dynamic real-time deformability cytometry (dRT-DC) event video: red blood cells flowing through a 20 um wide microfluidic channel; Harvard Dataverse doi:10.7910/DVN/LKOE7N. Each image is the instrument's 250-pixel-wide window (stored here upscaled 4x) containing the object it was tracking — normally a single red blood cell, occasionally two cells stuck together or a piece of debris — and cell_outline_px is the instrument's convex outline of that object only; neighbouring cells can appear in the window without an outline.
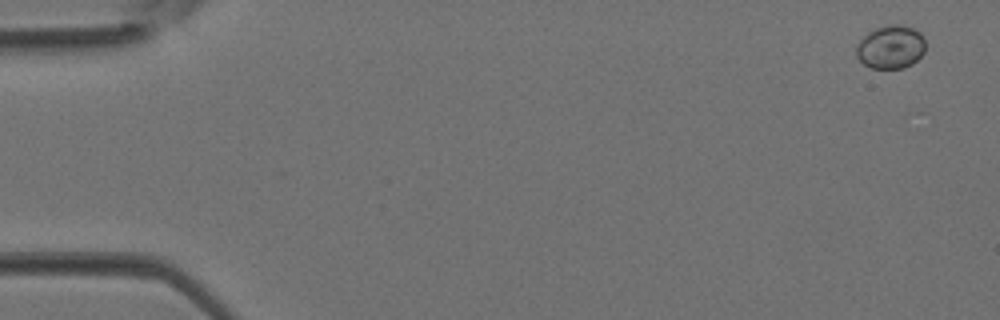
{"species": "Egyptian fruit bat (a non-hibernating species)", "species_latin": "Rousettus aegyptiacus", "temperature_condition": "room temperature", "stored_images_in_passage": 4, "camera_frame_rate_fps": 3000, "um_per_image_px": 0.085, "animal": {"sex": "female"}, "frame": {"image": 1, "passage_image": 1, "time_ms": 0.0, "image_size_px": [1000, 320], "cell_outline_px": [[924, 52], [912, 64], [904, 68], [872, 68], [864, 64], [856, 56], [856, 44], [868, 32], [876, 28], [892, 24], [900, 24], [912, 28], [920, 32], [924, 36]], "centroid_in_image_um": [75.7, 3.99], "position_along_channel_um": 9.3, "area_um2": 17.46}}